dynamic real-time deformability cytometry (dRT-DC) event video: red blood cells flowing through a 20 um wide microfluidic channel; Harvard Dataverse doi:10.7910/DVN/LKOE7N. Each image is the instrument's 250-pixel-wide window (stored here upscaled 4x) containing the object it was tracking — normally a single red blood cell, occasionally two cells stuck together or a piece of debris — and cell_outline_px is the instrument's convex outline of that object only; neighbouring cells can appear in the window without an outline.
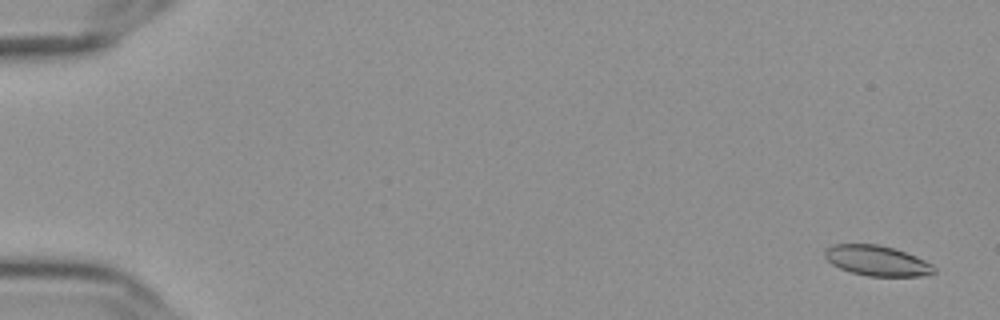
{"species": "Egyptian fruit bat (a non-hibernating species)", "species_latin": "Rousettus aegyptiacus", "temperature_condition": "cold", "stored_images_in_passage": 59, "camera_frame_rate_fps": 3000, "um_per_image_px": 0.085, "frame": {"image": 1, "passage_image": 3, "time_ms": 0.667, "image_size_px": [1000, 320], "cell_outline_px": [[936, 272], [920, 276], [868, 276], [852, 272], [840, 268], [832, 264], [824, 256], [824, 252], [828, 248], [836, 244], [876, 244], [892, 248], [916, 256], [932, 264], [936, 268]], "centroid_in_image_um": [74.56, 22.16], "position_along_channel_um": 10.4, "area_um2": 19.02}}
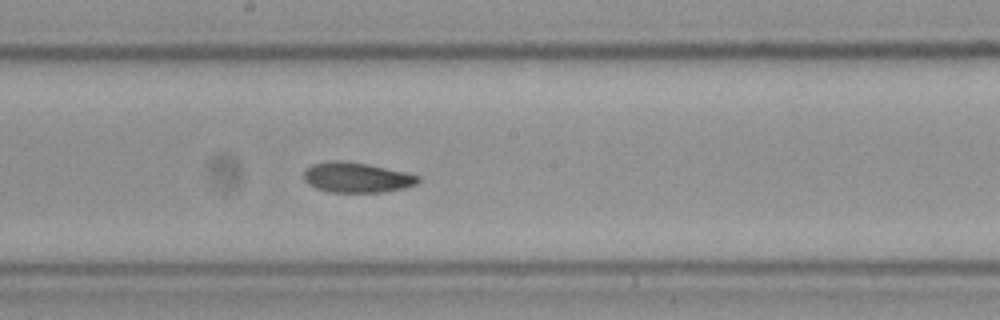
{"frame": {"image": 2, "passage_image": 33, "time_ms": 10.667, "image_size_px": [1000, 320], "cell_outline_px": [[420, 180], [416, 184], [404, 188], [384, 192], [328, 192], [316, 188], [308, 184], [304, 180], [304, 172], [312, 164], [336, 160], [364, 164], [404, 172], [420, 176]], "centroid_in_image_um": [30.31, 15.1], "position_along_channel_um": 217.9, "area_um2": 19.77}}
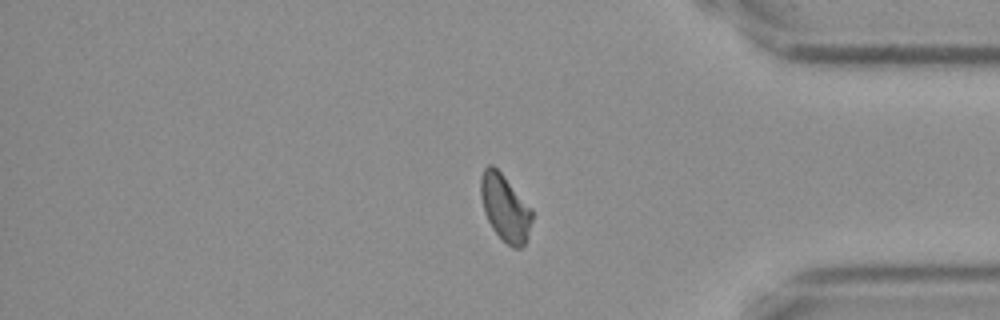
{"frame": {"image": 3, "passage_image": 49, "time_ms": 16.0, "image_size_px": [1000, 320], "cell_outline_px": [[532, 220], [528, 240], [520, 248], [512, 248], [492, 228], [484, 212], [480, 196], [480, 176], [484, 168], [488, 164], [492, 164], [504, 176], [532, 208]], "centroid_in_image_um": [42.93, 17.66], "position_along_channel_um": 392.3, "area_um2": 20.0}, "authors_computed_cell_mechanics": {"area_um2": 19.9988, "velocity_mm_per_s": 3.6079, "shape_relaxation_time_tau1_ms": 4.4506, "shape_relaxation_time_tau2_ms": 4.7117, "deformation_change_tau1": 0.1121, "deformation_change_tau2": 0.0756}}